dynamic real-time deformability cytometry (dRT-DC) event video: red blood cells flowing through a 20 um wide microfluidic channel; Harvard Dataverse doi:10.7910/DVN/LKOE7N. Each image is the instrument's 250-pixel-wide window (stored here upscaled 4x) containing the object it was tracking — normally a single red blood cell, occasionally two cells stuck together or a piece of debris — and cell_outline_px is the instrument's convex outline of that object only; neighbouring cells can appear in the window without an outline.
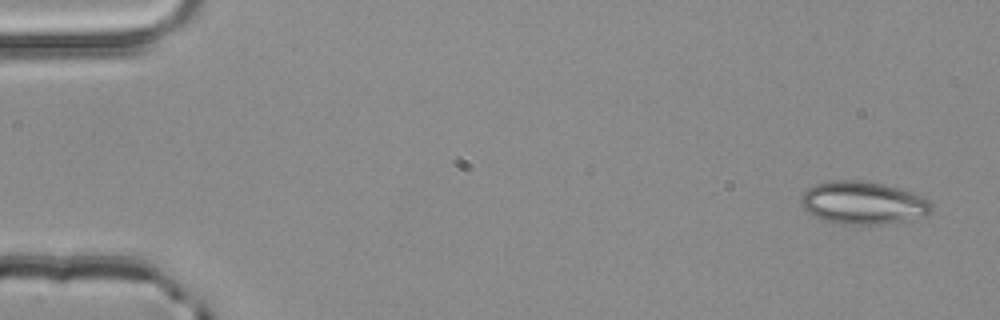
{"species": "common noctule bat (a hibernating species)", "species_latin": "Nyctalus noctula", "temperature_condition": "room temperature", "stored_images_in_passage": 4, "camera_frame_rate_fps": 3000, "um_per_image_px": 0.085, "animal": {"sex": "male", "body_mass_g": 20.4}, "frame": {"image": 1, "passage_image": 1, "time_ms": 0.0, "image_size_px": [1000, 320], "cell_outline_px": [[932, 212], [924, 216], [908, 220], [884, 224], [840, 224], [816, 216], [808, 212], [800, 204], [800, 196], [808, 188], [816, 184], [832, 180], [856, 180], [884, 184], [900, 188], [924, 196], [932, 204]], "centroid_in_image_um": [73.39, 17.23], "position_along_channel_um": 11.6, "area_um2": 32.54}}